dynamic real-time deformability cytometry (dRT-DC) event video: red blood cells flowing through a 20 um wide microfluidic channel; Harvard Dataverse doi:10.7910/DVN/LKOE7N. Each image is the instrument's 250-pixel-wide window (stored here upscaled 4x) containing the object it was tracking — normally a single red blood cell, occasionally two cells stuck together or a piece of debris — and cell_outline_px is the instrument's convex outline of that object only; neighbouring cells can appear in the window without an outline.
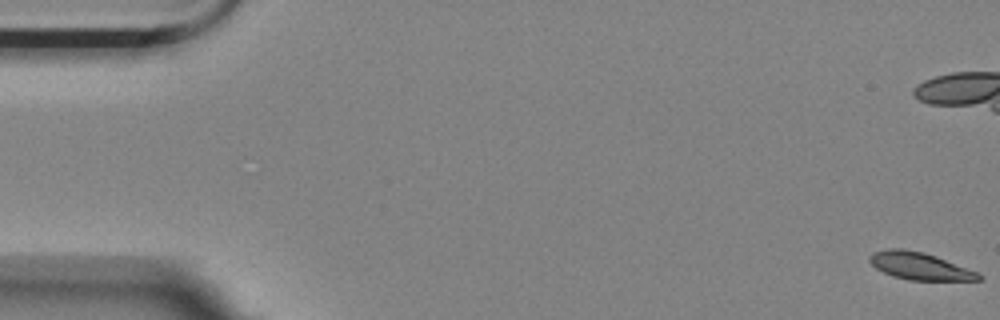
{"species": "Egyptian fruit bat (a non-hibernating species)", "species_latin": "Rousettus aegyptiacus", "temperature_condition": "room temperature", "stored_images_in_passage": 58, "camera_frame_rate_fps": 3000, "um_per_image_px": 0.085, "animal": {"sex": "female"}, "frame": {"image": 1, "passage_image": 1, "time_ms": 0.0, "image_size_px": [1000, 320], "cell_outline_px": [[984, 280], [908, 280], [892, 276], [876, 268], [868, 260], [868, 256], [872, 252], [892, 248], [904, 248], [924, 252], [936, 256], [976, 272], [984, 276]], "centroid_in_image_um": [78.15, 22.61], "position_along_channel_um": 6.9, "area_um2": 17.34}, "authors_computed_cell_mechanics": {"area_um2": 18.6983, "velocity_mm_per_s": 3.5056, "shape_relaxation_time_tau1_ms": 6.8336, "shape_relaxation_time_tau2_ms": 9.2545, "deformation_change_tau1": 0.17, "deformation_change_tau2": 0.1253}}